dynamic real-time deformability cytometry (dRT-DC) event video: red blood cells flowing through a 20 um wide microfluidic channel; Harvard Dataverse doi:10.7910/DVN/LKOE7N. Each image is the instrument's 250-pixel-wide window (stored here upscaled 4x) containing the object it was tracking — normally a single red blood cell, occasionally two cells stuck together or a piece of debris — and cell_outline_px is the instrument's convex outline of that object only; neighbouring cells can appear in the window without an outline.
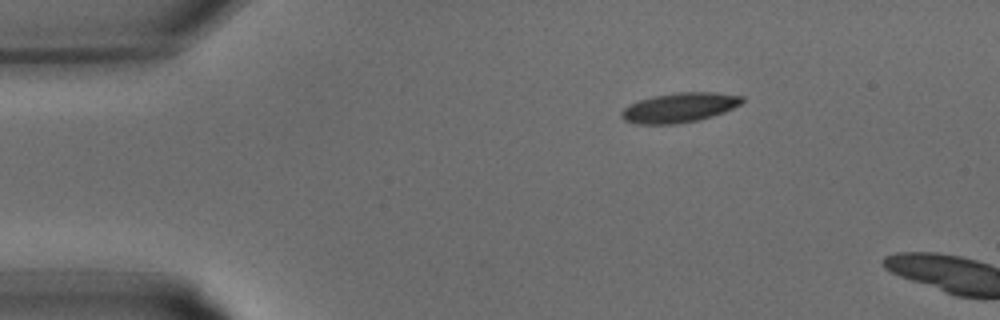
{"species": "common noctule bat (a hibernating species)", "species_latin": "Nyctalus noctula", "temperature_condition": "warm", "stored_images_in_passage": 3, "camera_frame_rate_fps": 3000, "um_per_image_px": 0.085, "animal": {"sex": "male", "body_mass_g": 15.6}, "frame": {"image": 1, "passage_image": 1, "time_ms": 0.0, "image_size_px": [1000, 320], "cell_outline_px": [[744, 100], [740, 104], [724, 112], [712, 116], [696, 120], [676, 124], [636, 124], [624, 120], [620, 116], [620, 112], [628, 104], [652, 96], [676, 92], [712, 92], [744, 96]], "centroid_in_image_um": [57.71, 9.14], "position_along_channel_um": 27.3, "area_um2": 20.87}}